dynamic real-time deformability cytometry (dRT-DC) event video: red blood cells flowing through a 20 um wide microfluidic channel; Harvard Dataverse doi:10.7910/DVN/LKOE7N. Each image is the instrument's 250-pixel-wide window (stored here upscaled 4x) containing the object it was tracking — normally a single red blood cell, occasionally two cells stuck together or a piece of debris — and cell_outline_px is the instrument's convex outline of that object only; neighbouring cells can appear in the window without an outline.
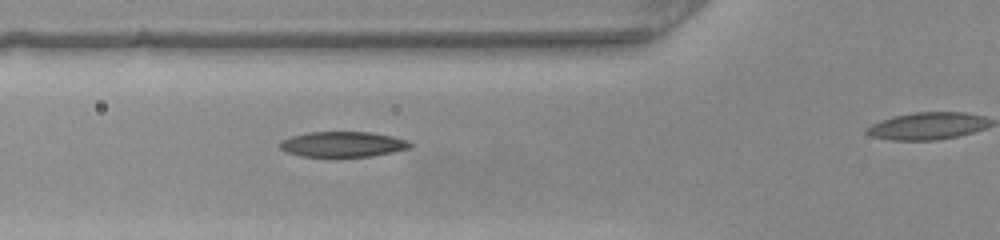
{"species": "common noctule bat (a hibernating species)", "species_latin": "Nyctalus noctula", "temperature_condition": "warm", "stored_images_in_passage": 9, "camera_frame_rate_fps": 3000, "um_per_image_px": 0.085, "animal": {"sex": "female", "body_mass_g": 22.0, "forearm_length_mm": 56.7}, "frame": {"image": 1, "passage_image": 2, "time_ms": 0.333, "image_size_px": [1000, 240], "cell_outline_px": [[404, 144], [396, 148], [376, 152], [352, 156], [320, 156], [308, 136], [332, 132], [352, 132], [380, 136]], "centroid_in_image_um": [29.81, 12.23], "position_along_channel_um": 96.0, "area_um2": 11.85}}
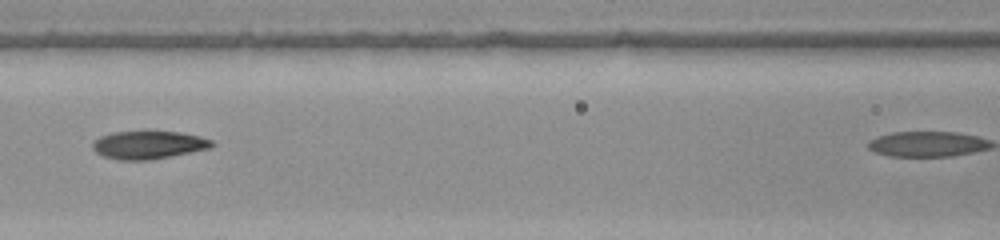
{"frame": {"image": 2, "passage_image": 6, "time_ms": 1.667, "image_size_px": [1000, 240], "cell_outline_px": [[208, 144], [196, 148], [156, 156], [120, 156], [108, 152], [100, 148], [100, 144], [104, 140], [116, 136], [136, 132], [164, 132], [188, 136], [204, 140]], "centroid_in_image_um": [12.74, 12.24], "position_along_channel_um": 153.9, "area_um2": 13.76}}